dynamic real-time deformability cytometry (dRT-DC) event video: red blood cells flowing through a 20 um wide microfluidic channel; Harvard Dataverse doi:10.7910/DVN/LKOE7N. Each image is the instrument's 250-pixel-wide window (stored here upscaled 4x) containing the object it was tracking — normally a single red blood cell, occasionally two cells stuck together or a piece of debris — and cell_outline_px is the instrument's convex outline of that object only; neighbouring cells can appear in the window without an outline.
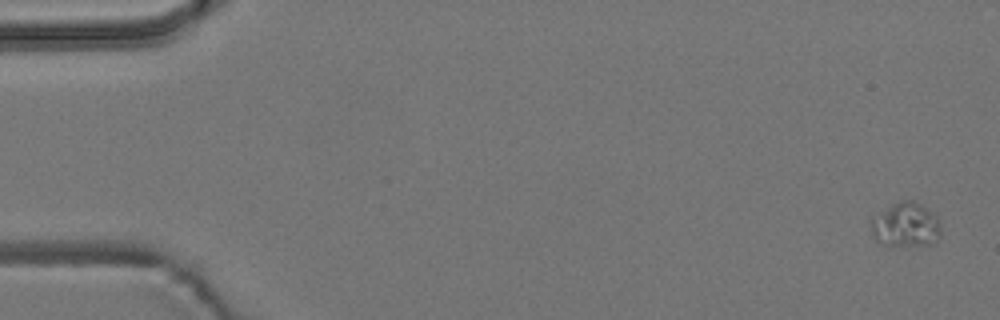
{"species": "common noctule bat (a hibernating species)", "species_latin": "Nyctalus noctula", "temperature_condition": "room temperature", "stored_images_in_passage": 14, "camera_frame_rate_fps": 3000, "um_per_image_px": 0.085, "animal": {"sex": "male", "body_mass_g": 19.2, "forearm_length_mm": 51.8}, "frame": {"image": 1, "passage_image": 1, "time_ms": 0.0, "image_size_px": [1000, 320], "cell_outline_px": [[940, 236], [936, 244], [888, 248], [880, 244], [872, 236], [872, 216], [876, 212], [900, 200], [912, 200], [920, 204], [932, 212], [936, 216], [940, 228]], "centroid_in_image_um": [76.96, 19.16], "position_along_channel_um": 8.0, "area_um2": 18.79}}